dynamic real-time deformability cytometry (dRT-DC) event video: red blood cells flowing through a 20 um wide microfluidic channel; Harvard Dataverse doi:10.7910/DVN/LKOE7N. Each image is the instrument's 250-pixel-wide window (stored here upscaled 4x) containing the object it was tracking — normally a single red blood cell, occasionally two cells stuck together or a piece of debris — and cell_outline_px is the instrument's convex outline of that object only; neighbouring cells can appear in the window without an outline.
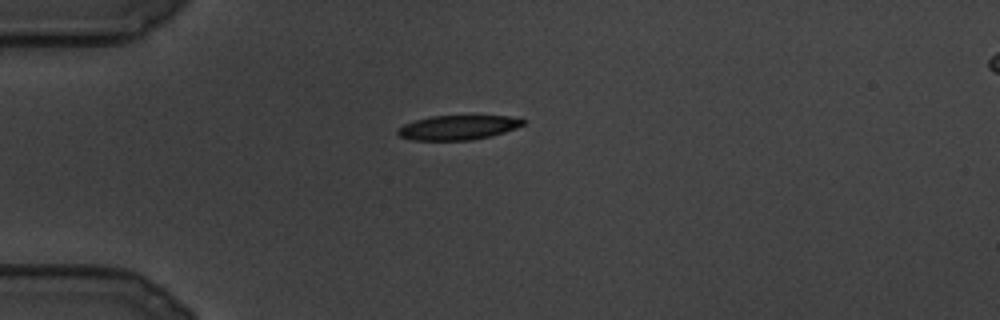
{"species": "common noctule bat (a hibernating species)", "species_latin": "Nyctalus noctula", "temperature_condition": "cold", "stored_images_in_passage": 79, "camera_frame_rate_fps": 3000, "um_per_image_px": 0.085, "animal": {"sex": "male", "body_mass_g": 19.5, "forearm_length_mm": 54.6}, "frame": {"image": 1, "passage_image": 1, "time_ms": 0.0, "image_size_px": [1000, 320], "cell_outline_px": [[524, 124], [516, 128], [492, 136], [472, 140], [412, 140], [400, 136], [396, 132], [396, 128], [404, 124], [416, 120], [432, 116], [508, 116], [524, 120]], "centroid_in_image_um": [38.9, 10.84], "position_along_channel_um": 46.1, "area_um2": 17.8}}
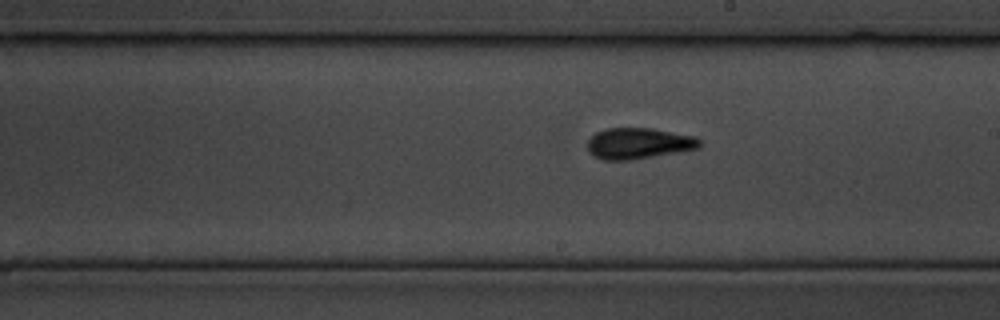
{"frame": {"image": 2, "passage_image": 34, "time_ms": 11.0, "image_size_px": [1000, 320], "cell_outline_px": [[700, 148], [628, 160], [604, 160], [592, 156], [588, 152], [588, 140], [596, 132], [604, 128], [652, 128], [696, 136], [700, 140]], "centroid_in_image_um": [54.26, 12.18], "position_along_channel_um": 234.7, "area_um2": 20.29}}
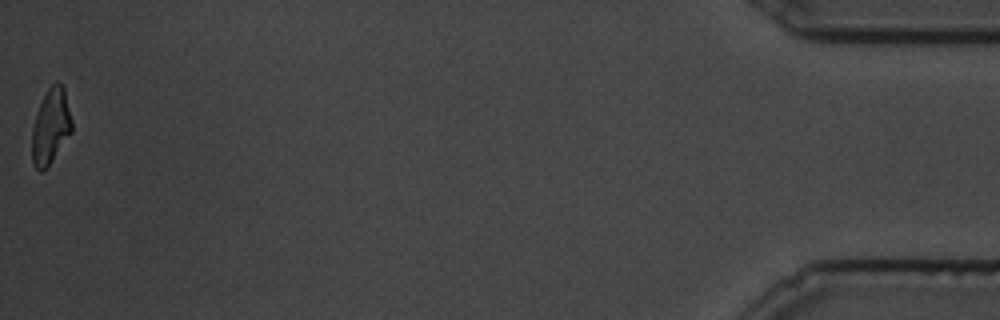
{"frame": {"image": 3, "passage_image": 79, "time_ms": 26.0, "image_size_px": [1000, 320], "cell_outline_px": [[72, 132], [52, 160], [40, 172], [32, 164], [32, 128], [36, 112], [48, 88], [56, 80], [64, 88], [72, 120]], "centroid_in_image_um": [4.31, 10.73], "position_along_channel_um": 430.9, "area_um2": 17.34}}